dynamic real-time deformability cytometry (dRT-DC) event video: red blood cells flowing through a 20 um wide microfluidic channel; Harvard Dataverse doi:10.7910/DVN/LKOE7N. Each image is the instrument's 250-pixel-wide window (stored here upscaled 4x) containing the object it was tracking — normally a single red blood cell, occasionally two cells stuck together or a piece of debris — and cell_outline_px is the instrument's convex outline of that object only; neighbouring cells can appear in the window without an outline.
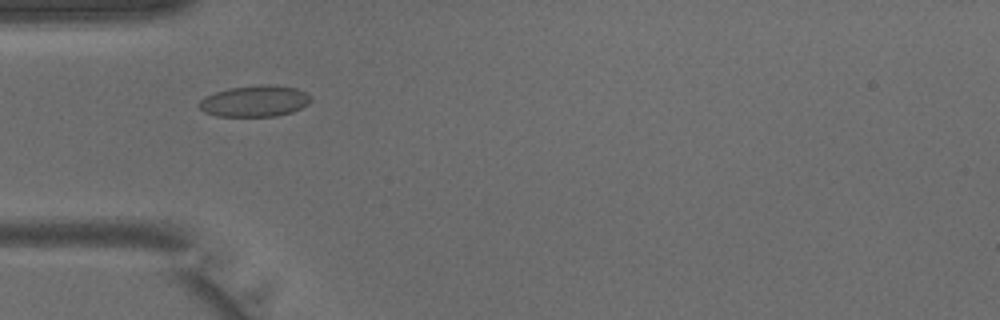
{"species": "common noctule bat (a hibernating species)", "species_latin": "Nyctalus noctula", "temperature_condition": "warm", "stored_images_in_passage": 31, "camera_frame_rate_fps": 3000, "um_per_image_px": 0.085, "animal": {"sex": "male", "body_mass_g": 15.6}, "frame": {"image": 1, "passage_image": 2, "time_ms": 0.333, "image_size_px": [1000, 320], "cell_outline_px": [[312, 100], [308, 104], [292, 112], [276, 116], [216, 116], [204, 112], [196, 104], [204, 96], [228, 88], [264, 84], [272, 84], [296, 88], [304, 92]], "centroid_in_image_um": [21.62, 8.59], "position_along_channel_um": 63.4, "area_um2": 20.4}}
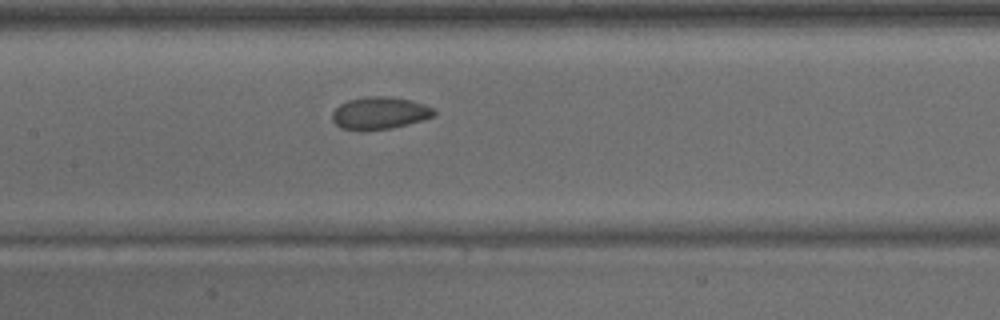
{"frame": {"image": 2, "passage_image": 9, "time_ms": 2.667, "image_size_px": [1000, 320], "cell_outline_px": [[436, 116], [424, 120], [392, 128], [340, 128], [332, 120], [332, 112], [340, 104], [348, 100], [368, 96], [388, 96], [412, 100], [424, 104], [432, 108], [436, 112]], "centroid_in_image_um": [32.32, 9.58], "position_along_channel_um": 175.1, "area_um2": 18.84}}
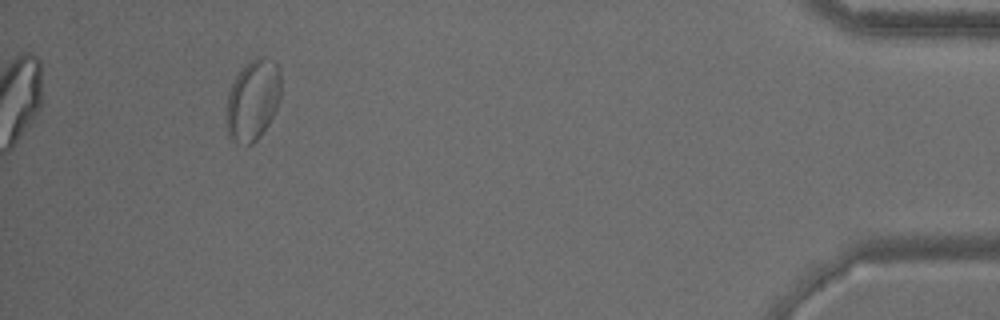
{"frame": {"image": 3, "passage_image": 28, "time_ms": 9.0, "image_size_px": [1000, 320], "cell_outline_px": [[280, 100], [268, 124], [260, 136], [252, 144], [248, 144], [232, 140], [228, 136], [228, 92], [236, 76], [252, 60], [260, 56], [276, 64], [280, 72]], "centroid_in_image_um": [21.51, 8.52], "position_along_channel_um": 413.7, "area_um2": 24.91}}